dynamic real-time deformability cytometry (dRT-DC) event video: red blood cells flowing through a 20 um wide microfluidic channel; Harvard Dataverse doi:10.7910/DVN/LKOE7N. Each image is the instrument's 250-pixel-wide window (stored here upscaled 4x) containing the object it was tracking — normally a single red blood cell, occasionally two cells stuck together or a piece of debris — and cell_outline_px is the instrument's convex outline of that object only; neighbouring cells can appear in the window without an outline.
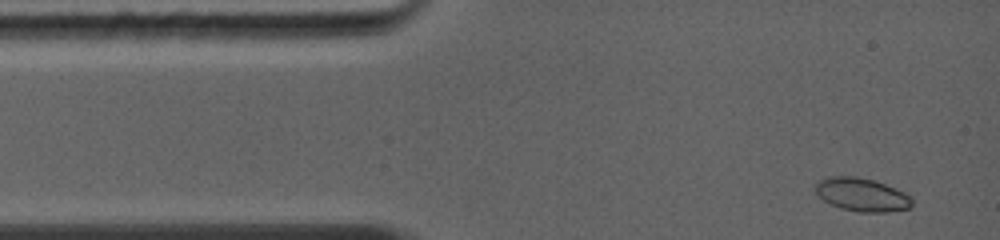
{"species": "common noctule bat (a hibernating species)", "species_latin": "Nyctalus noctula", "temperature_condition": "warm", "stored_images_in_passage": 13, "camera_frame_rate_fps": 5000, "um_per_image_px": 0.085, "animal": {"sex": "female", "body_mass_g": 19.0, "forearm_length_mm": 56.7}, "frame": {"image": 1, "passage_image": 1, "time_ms": 0.0, "image_size_px": [1000, 240], "cell_outline_px": [[912, 208], [888, 212], [860, 212], [840, 208], [824, 200], [812, 188], [820, 180], [828, 176], [856, 176], [872, 180], [884, 184], [904, 192], [912, 200]], "centroid_in_image_um": [73.24, 16.55], "position_along_channel_um": 11.8, "area_um2": 18.67}}
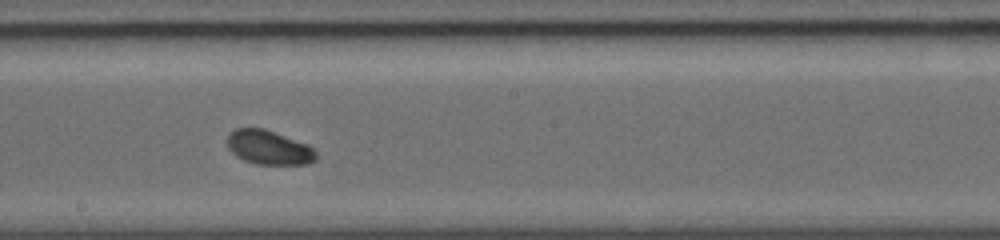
{"frame": {"image": 2, "passage_image": 8, "time_ms": 6.2, "image_size_px": [1000, 240], "cell_outline_px": [[316, 160], [308, 164], [256, 164], [244, 160], [236, 156], [228, 148], [228, 136], [236, 128], [264, 128], [308, 144], [316, 152]], "centroid_in_image_um": [22.87, 12.54], "position_along_channel_um": 225.3, "area_um2": 17.63}}
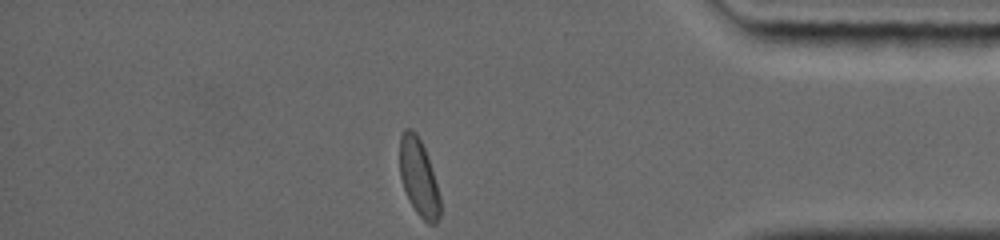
{"frame": {"image": 3, "passage_image": 13, "time_ms": 10.8, "image_size_px": [1000, 240], "cell_outline_px": [[440, 216], [436, 224], [428, 224], [416, 212], [404, 188], [400, 176], [400, 132], [404, 128], [412, 128], [416, 132], [428, 156], [440, 196]], "centroid_in_image_um": [35.59, 15.05], "position_along_channel_um": 399.6, "area_um2": 18.15}, "authors_computed_cell_mechanics": {"area_um2": 18.1492, "velocity_mm_per_s": 4.3821, "shape_relaxation_time_tau1_ms": 1.1628, "shape_relaxation_time_tau2_ms": null, "deformation_change_tau1": 0.0627, "deformation_change_tau2": null}}